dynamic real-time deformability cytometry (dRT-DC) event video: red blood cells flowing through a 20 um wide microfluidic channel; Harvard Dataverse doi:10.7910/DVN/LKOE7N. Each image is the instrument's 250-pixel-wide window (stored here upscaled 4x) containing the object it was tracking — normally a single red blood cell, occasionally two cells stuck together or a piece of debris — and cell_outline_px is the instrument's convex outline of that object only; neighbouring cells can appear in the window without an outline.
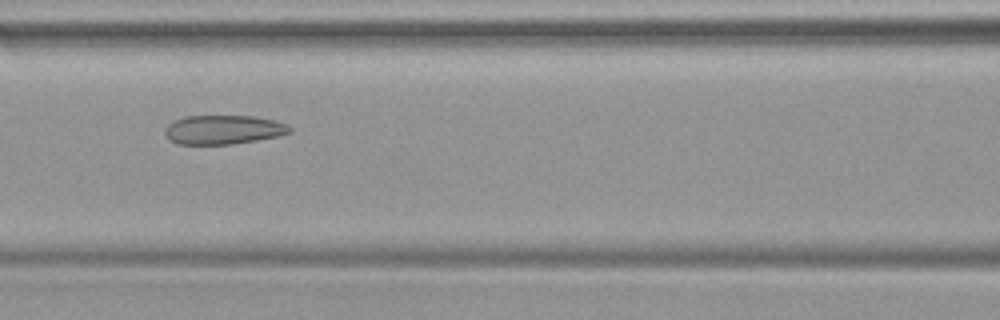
{"species": "common noctule bat (a hibernating species)", "species_latin": "Nyctalus noctula", "temperature_condition": "warm", "stored_images_in_passage": 48, "camera_frame_rate_fps": 3000, "um_per_image_px": 0.085, "animal": {"sex": "female", "body_mass_g": 19.9}, "frame": {"image": 1, "passage_image": 21, "time_ms": 6.667, "image_size_px": [1000, 320], "cell_outline_px": [[292, 132], [280, 136], [232, 144], [176, 144], [164, 132], [164, 128], [168, 124], [184, 116], [252, 116], [276, 120], [288, 124], [292, 128]], "centroid_in_image_um": [19.03, 11.02], "position_along_channel_um": 147.6, "area_um2": 21.21}}
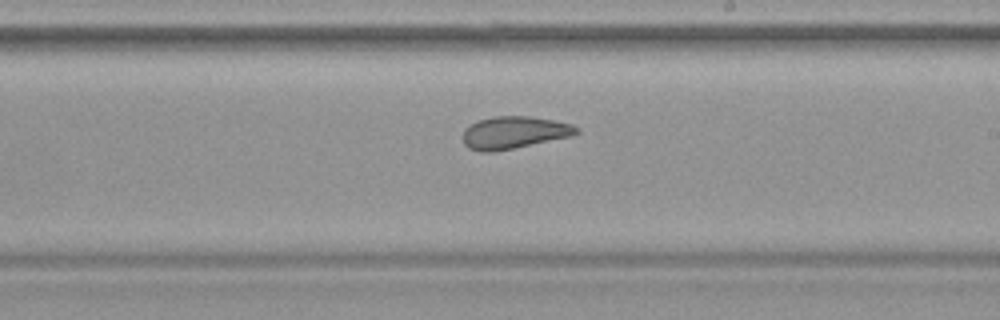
{"frame": {"image": 2, "passage_image": 28, "time_ms": 9.0, "image_size_px": [1000, 320], "cell_outline_px": [[580, 132], [572, 136], [492, 152], [480, 152], [468, 148], [464, 144], [460, 136], [464, 128], [480, 120], [496, 116], [528, 116], [552, 120], [572, 124], [580, 128]], "centroid_in_image_um": [43.66, 11.27], "position_along_channel_um": 245.3, "area_um2": 21.44}}
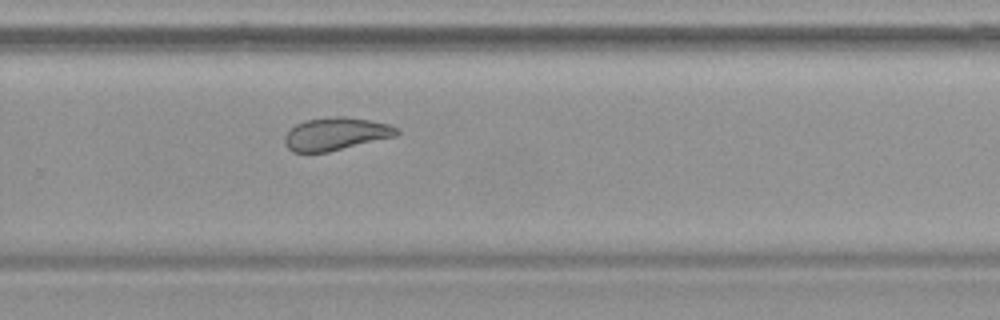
{"frame": {"image": 3, "passage_image": 32, "time_ms": 10.333, "image_size_px": [1000, 320], "cell_outline_px": [[400, 132], [396, 136], [328, 152], [292, 152], [284, 144], [284, 136], [296, 124], [304, 120], [336, 116], [344, 116], [368, 120], [388, 124], [400, 128]], "centroid_in_image_um": [28.55, 11.38], "position_along_channel_um": 301.3, "area_um2": 21.39}}